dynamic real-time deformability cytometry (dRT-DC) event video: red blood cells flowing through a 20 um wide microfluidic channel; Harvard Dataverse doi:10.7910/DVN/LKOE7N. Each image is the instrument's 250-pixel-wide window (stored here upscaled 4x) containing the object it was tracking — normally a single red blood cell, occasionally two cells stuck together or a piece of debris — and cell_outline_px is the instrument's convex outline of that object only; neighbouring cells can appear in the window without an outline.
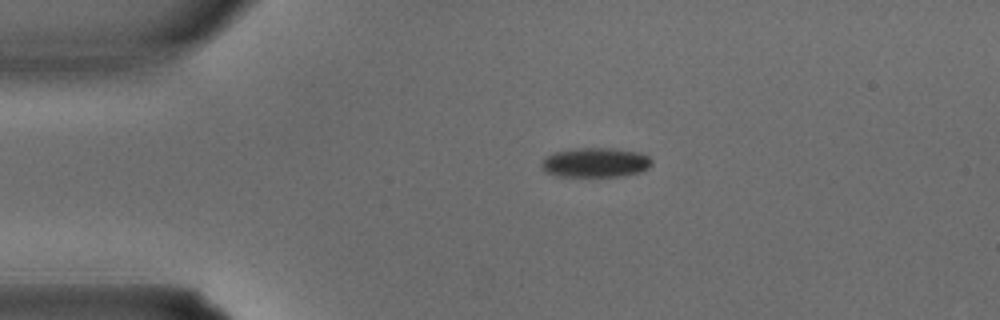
{"species": "common noctule bat (a hibernating species)", "species_latin": "Nyctalus noctula", "temperature_condition": "warm", "stored_images_in_passage": 2, "camera_frame_rate_fps": 3000, "um_per_image_px": 0.085, "animal": {"sex": "male", "body_mass_g": 15.6}, "frame": {"image": 1, "passage_image": 1, "time_ms": 0.0, "image_size_px": [1000, 320], "cell_outline_px": [[652, 164], [648, 168], [640, 172], [624, 176], [556, 176], [544, 172], [540, 168], [540, 160], [544, 156], [556, 152], [576, 148], [612, 148], [640, 152], [648, 156], [652, 160]], "centroid_in_image_um": [50.57, 13.81], "position_along_channel_um": 34.4, "area_um2": 19.31}}